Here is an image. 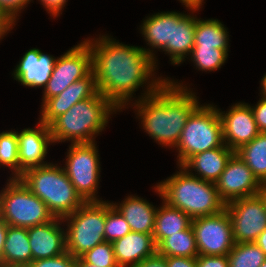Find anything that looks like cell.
I'll list each match as a JSON object with an SVG mask.
<instances>
[{
  "label": "cell",
  "instance_id": "cell-1",
  "mask_svg": "<svg viewBox=\"0 0 266 267\" xmlns=\"http://www.w3.org/2000/svg\"><path fill=\"white\" fill-rule=\"evenodd\" d=\"M84 41L91 50L98 92L120 112L131 105L132 97L140 87L147 85L137 100L153 94L168 80L162 75L156 77L154 71L158 68L143 47L120 43L107 34Z\"/></svg>",
  "mask_w": 266,
  "mask_h": 267
},
{
  "label": "cell",
  "instance_id": "cell-2",
  "mask_svg": "<svg viewBox=\"0 0 266 267\" xmlns=\"http://www.w3.org/2000/svg\"><path fill=\"white\" fill-rule=\"evenodd\" d=\"M167 78L157 91L135 99L130 107L134 106L136 117L149 137L162 147L174 149L189 116L201 103L186 84Z\"/></svg>",
  "mask_w": 266,
  "mask_h": 267
},
{
  "label": "cell",
  "instance_id": "cell-3",
  "mask_svg": "<svg viewBox=\"0 0 266 267\" xmlns=\"http://www.w3.org/2000/svg\"><path fill=\"white\" fill-rule=\"evenodd\" d=\"M179 171L154 186L156 194L191 219L214 215L225 209L213 182L204 181L179 166Z\"/></svg>",
  "mask_w": 266,
  "mask_h": 267
},
{
  "label": "cell",
  "instance_id": "cell-4",
  "mask_svg": "<svg viewBox=\"0 0 266 267\" xmlns=\"http://www.w3.org/2000/svg\"><path fill=\"white\" fill-rule=\"evenodd\" d=\"M117 112L119 110L97 92L93 97L77 102L49 124L53 144L66 141L95 142L96 137L106 128L110 115Z\"/></svg>",
  "mask_w": 266,
  "mask_h": 267
},
{
  "label": "cell",
  "instance_id": "cell-5",
  "mask_svg": "<svg viewBox=\"0 0 266 267\" xmlns=\"http://www.w3.org/2000/svg\"><path fill=\"white\" fill-rule=\"evenodd\" d=\"M20 179L47 205L54 217L63 218L85 202L76 192L61 165L51 162L44 166L30 168Z\"/></svg>",
  "mask_w": 266,
  "mask_h": 267
},
{
  "label": "cell",
  "instance_id": "cell-6",
  "mask_svg": "<svg viewBox=\"0 0 266 267\" xmlns=\"http://www.w3.org/2000/svg\"><path fill=\"white\" fill-rule=\"evenodd\" d=\"M222 121L216 105L201 104L189 116L175 149L177 166H182L193 155L221 147Z\"/></svg>",
  "mask_w": 266,
  "mask_h": 267
},
{
  "label": "cell",
  "instance_id": "cell-7",
  "mask_svg": "<svg viewBox=\"0 0 266 267\" xmlns=\"http://www.w3.org/2000/svg\"><path fill=\"white\" fill-rule=\"evenodd\" d=\"M106 200L84 202L73 213L62 218L65 227L66 251L81 257L96 245L104 243Z\"/></svg>",
  "mask_w": 266,
  "mask_h": 267
},
{
  "label": "cell",
  "instance_id": "cell-8",
  "mask_svg": "<svg viewBox=\"0 0 266 267\" xmlns=\"http://www.w3.org/2000/svg\"><path fill=\"white\" fill-rule=\"evenodd\" d=\"M7 181L0 192V214L9 226L31 228L55 218L47 205L20 178Z\"/></svg>",
  "mask_w": 266,
  "mask_h": 267
},
{
  "label": "cell",
  "instance_id": "cell-9",
  "mask_svg": "<svg viewBox=\"0 0 266 267\" xmlns=\"http://www.w3.org/2000/svg\"><path fill=\"white\" fill-rule=\"evenodd\" d=\"M63 167L76 192L85 201H104L97 189L100 182V155L96 142L71 143Z\"/></svg>",
  "mask_w": 266,
  "mask_h": 267
},
{
  "label": "cell",
  "instance_id": "cell-10",
  "mask_svg": "<svg viewBox=\"0 0 266 267\" xmlns=\"http://www.w3.org/2000/svg\"><path fill=\"white\" fill-rule=\"evenodd\" d=\"M92 71V54L83 40L56 58L53 71L43 89V104L47 99L59 95L70 84L86 77Z\"/></svg>",
  "mask_w": 266,
  "mask_h": 267
},
{
  "label": "cell",
  "instance_id": "cell-11",
  "mask_svg": "<svg viewBox=\"0 0 266 267\" xmlns=\"http://www.w3.org/2000/svg\"><path fill=\"white\" fill-rule=\"evenodd\" d=\"M191 226L201 255H228L235 244L226 208L214 215L192 219Z\"/></svg>",
  "mask_w": 266,
  "mask_h": 267
},
{
  "label": "cell",
  "instance_id": "cell-12",
  "mask_svg": "<svg viewBox=\"0 0 266 267\" xmlns=\"http://www.w3.org/2000/svg\"><path fill=\"white\" fill-rule=\"evenodd\" d=\"M225 208L235 243L254 242L266 229V208L259 194L233 200Z\"/></svg>",
  "mask_w": 266,
  "mask_h": 267
},
{
  "label": "cell",
  "instance_id": "cell-13",
  "mask_svg": "<svg viewBox=\"0 0 266 267\" xmlns=\"http://www.w3.org/2000/svg\"><path fill=\"white\" fill-rule=\"evenodd\" d=\"M221 200L228 204L233 200L258 194L261 183L245 162L234 153L225 170L215 182Z\"/></svg>",
  "mask_w": 266,
  "mask_h": 267
},
{
  "label": "cell",
  "instance_id": "cell-14",
  "mask_svg": "<svg viewBox=\"0 0 266 267\" xmlns=\"http://www.w3.org/2000/svg\"><path fill=\"white\" fill-rule=\"evenodd\" d=\"M217 110L222 121L223 142L234 152L261 133L250 104L238 102L226 112Z\"/></svg>",
  "mask_w": 266,
  "mask_h": 267
},
{
  "label": "cell",
  "instance_id": "cell-15",
  "mask_svg": "<svg viewBox=\"0 0 266 267\" xmlns=\"http://www.w3.org/2000/svg\"><path fill=\"white\" fill-rule=\"evenodd\" d=\"M38 122L35 129L32 127L16 131L18 137L19 178L30 168L50 163L44 160L47 157L48 147L53 143L52 135L50 134L49 125Z\"/></svg>",
  "mask_w": 266,
  "mask_h": 267
},
{
  "label": "cell",
  "instance_id": "cell-16",
  "mask_svg": "<svg viewBox=\"0 0 266 267\" xmlns=\"http://www.w3.org/2000/svg\"><path fill=\"white\" fill-rule=\"evenodd\" d=\"M98 92L93 71L86 77L70 84L59 95L47 99L41 105L39 121L49 125L77 102L93 97Z\"/></svg>",
  "mask_w": 266,
  "mask_h": 267
},
{
  "label": "cell",
  "instance_id": "cell-17",
  "mask_svg": "<svg viewBox=\"0 0 266 267\" xmlns=\"http://www.w3.org/2000/svg\"><path fill=\"white\" fill-rule=\"evenodd\" d=\"M188 11L184 12L172 11V33L171 42H167L165 48L162 50L165 54H168L172 65H178L183 63L192 52L194 47V34L196 27V18L193 13L199 11L200 8H195L189 5H185ZM188 56V57H187Z\"/></svg>",
  "mask_w": 266,
  "mask_h": 267
},
{
  "label": "cell",
  "instance_id": "cell-18",
  "mask_svg": "<svg viewBox=\"0 0 266 267\" xmlns=\"http://www.w3.org/2000/svg\"><path fill=\"white\" fill-rule=\"evenodd\" d=\"M62 223V218L55 217L48 223L27 228L32 261L56 257L66 252Z\"/></svg>",
  "mask_w": 266,
  "mask_h": 267
},
{
  "label": "cell",
  "instance_id": "cell-19",
  "mask_svg": "<svg viewBox=\"0 0 266 267\" xmlns=\"http://www.w3.org/2000/svg\"><path fill=\"white\" fill-rule=\"evenodd\" d=\"M56 57L45 54L38 48L24 53L13 71L14 80L31 88H45L51 77Z\"/></svg>",
  "mask_w": 266,
  "mask_h": 267
},
{
  "label": "cell",
  "instance_id": "cell-20",
  "mask_svg": "<svg viewBox=\"0 0 266 267\" xmlns=\"http://www.w3.org/2000/svg\"><path fill=\"white\" fill-rule=\"evenodd\" d=\"M118 267H133L157 253L152 234L131 231L112 242Z\"/></svg>",
  "mask_w": 266,
  "mask_h": 267
},
{
  "label": "cell",
  "instance_id": "cell-21",
  "mask_svg": "<svg viewBox=\"0 0 266 267\" xmlns=\"http://www.w3.org/2000/svg\"><path fill=\"white\" fill-rule=\"evenodd\" d=\"M234 153L233 150L223 144L221 147L193 155L182 167L190 174L204 181L215 183L225 170L228 160Z\"/></svg>",
  "mask_w": 266,
  "mask_h": 267
},
{
  "label": "cell",
  "instance_id": "cell-22",
  "mask_svg": "<svg viewBox=\"0 0 266 267\" xmlns=\"http://www.w3.org/2000/svg\"><path fill=\"white\" fill-rule=\"evenodd\" d=\"M125 218L130 230L153 234L157 208L151 202L136 195L127 196L121 203L111 202Z\"/></svg>",
  "mask_w": 266,
  "mask_h": 267
},
{
  "label": "cell",
  "instance_id": "cell-23",
  "mask_svg": "<svg viewBox=\"0 0 266 267\" xmlns=\"http://www.w3.org/2000/svg\"><path fill=\"white\" fill-rule=\"evenodd\" d=\"M141 34L150 48L143 50L154 59L157 66L155 48L159 51L163 50L167 42H171L172 33V11L158 12L147 16L140 25Z\"/></svg>",
  "mask_w": 266,
  "mask_h": 267
},
{
  "label": "cell",
  "instance_id": "cell-24",
  "mask_svg": "<svg viewBox=\"0 0 266 267\" xmlns=\"http://www.w3.org/2000/svg\"><path fill=\"white\" fill-rule=\"evenodd\" d=\"M31 262L27 228L8 225L0 267H27Z\"/></svg>",
  "mask_w": 266,
  "mask_h": 267
},
{
  "label": "cell",
  "instance_id": "cell-25",
  "mask_svg": "<svg viewBox=\"0 0 266 267\" xmlns=\"http://www.w3.org/2000/svg\"><path fill=\"white\" fill-rule=\"evenodd\" d=\"M192 219L178 208L170 206L164 200L162 206H158L153 230V237L158 246L166 237L188 229Z\"/></svg>",
  "mask_w": 266,
  "mask_h": 267
},
{
  "label": "cell",
  "instance_id": "cell-26",
  "mask_svg": "<svg viewBox=\"0 0 266 267\" xmlns=\"http://www.w3.org/2000/svg\"><path fill=\"white\" fill-rule=\"evenodd\" d=\"M218 19L196 18L194 47H215L229 50V32Z\"/></svg>",
  "mask_w": 266,
  "mask_h": 267
},
{
  "label": "cell",
  "instance_id": "cell-27",
  "mask_svg": "<svg viewBox=\"0 0 266 267\" xmlns=\"http://www.w3.org/2000/svg\"><path fill=\"white\" fill-rule=\"evenodd\" d=\"M235 153L245 162L261 184L266 183V132L259 133Z\"/></svg>",
  "mask_w": 266,
  "mask_h": 267
},
{
  "label": "cell",
  "instance_id": "cell-28",
  "mask_svg": "<svg viewBox=\"0 0 266 267\" xmlns=\"http://www.w3.org/2000/svg\"><path fill=\"white\" fill-rule=\"evenodd\" d=\"M157 253L164 257L181 256L196 258L199 252L192 226L166 237L157 246Z\"/></svg>",
  "mask_w": 266,
  "mask_h": 267
},
{
  "label": "cell",
  "instance_id": "cell-29",
  "mask_svg": "<svg viewBox=\"0 0 266 267\" xmlns=\"http://www.w3.org/2000/svg\"><path fill=\"white\" fill-rule=\"evenodd\" d=\"M227 256L229 267H260L266 259L255 242L235 243Z\"/></svg>",
  "mask_w": 266,
  "mask_h": 267
},
{
  "label": "cell",
  "instance_id": "cell-30",
  "mask_svg": "<svg viewBox=\"0 0 266 267\" xmlns=\"http://www.w3.org/2000/svg\"><path fill=\"white\" fill-rule=\"evenodd\" d=\"M229 50L215 47H193L190 59L200 71H217L227 61Z\"/></svg>",
  "mask_w": 266,
  "mask_h": 267
},
{
  "label": "cell",
  "instance_id": "cell-31",
  "mask_svg": "<svg viewBox=\"0 0 266 267\" xmlns=\"http://www.w3.org/2000/svg\"><path fill=\"white\" fill-rule=\"evenodd\" d=\"M0 166L11 169L10 178H19L18 137L16 130L0 133Z\"/></svg>",
  "mask_w": 266,
  "mask_h": 267
},
{
  "label": "cell",
  "instance_id": "cell-32",
  "mask_svg": "<svg viewBox=\"0 0 266 267\" xmlns=\"http://www.w3.org/2000/svg\"><path fill=\"white\" fill-rule=\"evenodd\" d=\"M125 218L117 211L110 201H106V219L104 226L105 242H114L130 233Z\"/></svg>",
  "mask_w": 266,
  "mask_h": 267
},
{
  "label": "cell",
  "instance_id": "cell-33",
  "mask_svg": "<svg viewBox=\"0 0 266 267\" xmlns=\"http://www.w3.org/2000/svg\"><path fill=\"white\" fill-rule=\"evenodd\" d=\"M81 258L99 267H118L111 242H104L90 249Z\"/></svg>",
  "mask_w": 266,
  "mask_h": 267
},
{
  "label": "cell",
  "instance_id": "cell-34",
  "mask_svg": "<svg viewBox=\"0 0 266 267\" xmlns=\"http://www.w3.org/2000/svg\"><path fill=\"white\" fill-rule=\"evenodd\" d=\"M31 1L32 0H0V13L15 26L19 19V13H21Z\"/></svg>",
  "mask_w": 266,
  "mask_h": 267
},
{
  "label": "cell",
  "instance_id": "cell-35",
  "mask_svg": "<svg viewBox=\"0 0 266 267\" xmlns=\"http://www.w3.org/2000/svg\"><path fill=\"white\" fill-rule=\"evenodd\" d=\"M27 267H75V258L66 251L56 257L32 261Z\"/></svg>",
  "mask_w": 266,
  "mask_h": 267
},
{
  "label": "cell",
  "instance_id": "cell-36",
  "mask_svg": "<svg viewBox=\"0 0 266 267\" xmlns=\"http://www.w3.org/2000/svg\"><path fill=\"white\" fill-rule=\"evenodd\" d=\"M197 267H229L227 255H201L196 257Z\"/></svg>",
  "mask_w": 266,
  "mask_h": 267
},
{
  "label": "cell",
  "instance_id": "cell-37",
  "mask_svg": "<svg viewBox=\"0 0 266 267\" xmlns=\"http://www.w3.org/2000/svg\"><path fill=\"white\" fill-rule=\"evenodd\" d=\"M260 132H266V99L260 97L255 106H251Z\"/></svg>",
  "mask_w": 266,
  "mask_h": 267
},
{
  "label": "cell",
  "instance_id": "cell-38",
  "mask_svg": "<svg viewBox=\"0 0 266 267\" xmlns=\"http://www.w3.org/2000/svg\"><path fill=\"white\" fill-rule=\"evenodd\" d=\"M43 5V7L46 9V12L50 14L53 18H57L62 14V11L65 7V4H67L68 0H38Z\"/></svg>",
  "mask_w": 266,
  "mask_h": 267
},
{
  "label": "cell",
  "instance_id": "cell-39",
  "mask_svg": "<svg viewBox=\"0 0 266 267\" xmlns=\"http://www.w3.org/2000/svg\"><path fill=\"white\" fill-rule=\"evenodd\" d=\"M165 259L167 267H197L196 258L173 256Z\"/></svg>",
  "mask_w": 266,
  "mask_h": 267
},
{
  "label": "cell",
  "instance_id": "cell-40",
  "mask_svg": "<svg viewBox=\"0 0 266 267\" xmlns=\"http://www.w3.org/2000/svg\"><path fill=\"white\" fill-rule=\"evenodd\" d=\"M133 267H167V264L165 257L156 253Z\"/></svg>",
  "mask_w": 266,
  "mask_h": 267
},
{
  "label": "cell",
  "instance_id": "cell-41",
  "mask_svg": "<svg viewBox=\"0 0 266 267\" xmlns=\"http://www.w3.org/2000/svg\"><path fill=\"white\" fill-rule=\"evenodd\" d=\"M14 28V25L11 24L1 13H0V40L7 36V34Z\"/></svg>",
  "mask_w": 266,
  "mask_h": 267
},
{
  "label": "cell",
  "instance_id": "cell-42",
  "mask_svg": "<svg viewBox=\"0 0 266 267\" xmlns=\"http://www.w3.org/2000/svg\"><path fill=\"white\" fill-rule=\"evenodd\" d=\"M8 224L2 219L0 214V261L2 260V254L4 249V243L6 240Z\"/></svg>",
  "mask_w": 266,
  "mask_h": 267
},
{
  "label": "cell",
  "instance_id": "cell-43",
  "mask_svg": "<svg viewBox=\"0 0 266 267\" xmlns=\"http://www.w3.org/2000/svg\"><path fill=\"white\" fill-rule=\"evenodd\" d=\"M266 256V229L254 241Z\"/></svg>",
  "mask_w": 266,
  "mask_h": 267
},
{
  "label": "cell",
  "instance_id": "cell-44",
  "mask_svg": "<svg viewBox=\"0 0 266 267\" xmlns=\"http://www.w3.org/2000/svg\"><path fill=\"white\" fill-rule=\"evenodd\" d=\"M182 5H189L195 8H202L204 0H179Z\"/></svg>",
  "mask_w": 266,
  "mask_h": 267
},
{
  "label": "cell",
  "instance_id": "cell-45",
  "mask_svg": "<svg viewBox=\"0 0 266 267\" xmlns=\"http://www.w3.org/2000/svg\"><path fill=\"white\" fill-rule=\"evenodd\" d=\"M75 267H99L85 262L81 257L75 258Z\"/></svg>",
  "mask_w": 266,
  "mask_h": 267
},
{
  "label": "cell",
  "instance_id": "cell-46",
  "mask_svg": "<svg viewBox=\"0 0 266 267\" xmlns=\"http://www.w3.org/2000/svg\"><path fill=\"white\" fill-rule=\"evenodd\" d=\"M261 89H260V95L262 98L266 99V73L264 74L263 78L260 81Z\"/></svg>",
  "mask_w": 266,
  "mask_h": 267
},
{
  "label": "cell",
  "instance_id": "cell-47",
  "mask_svg": "<svg viewBox=\"0 0 266 267\" xmlns=\"http://www.w3.org/2000/svg\"><path fill=\"white\" fill-rule=\"evenodd\" d=\"M258 194L260 195V197L262 198L264 204H265V208H266V183H262L260 190L258 192Z\"/></svg>",
  "mask_w": 266,
  "mask_h": 267
},
{
  "label": "cell",
  "instance_id": "cell-48",
  "mask_svg": "<svg viewBox=\"0 0 266 267\" xmlns=\"http://www.w3.org/2000/svg\"><path fill=\"white\" fill-rule=\"evenodd\" d=\"M260 267H266V259H265V261L262 263V265Z\"/></svg>",
  "mask_w": 266,
  "mask_h": 267
}]
</instances>
